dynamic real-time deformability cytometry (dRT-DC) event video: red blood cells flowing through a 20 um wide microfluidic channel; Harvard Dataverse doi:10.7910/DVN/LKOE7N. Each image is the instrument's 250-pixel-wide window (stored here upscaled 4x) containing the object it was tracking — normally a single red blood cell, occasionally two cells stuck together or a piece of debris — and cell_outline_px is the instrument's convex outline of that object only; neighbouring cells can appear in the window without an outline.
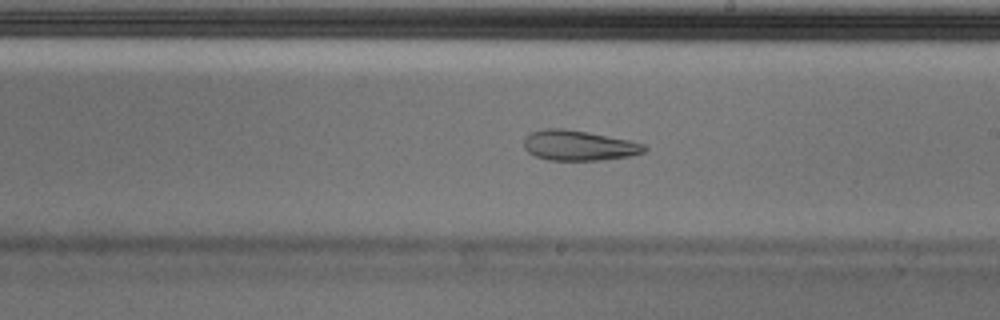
{"species": "Egyptian fruit bat (a non-hibernating species)", "species_latin": "Rousettus aegyptiacus", "temperature_condition": "cold", "stored_images_in_passage": 54, "camera_frame_rate_fps": 3000, "um_per_image_px": 0.085, "animal": {"sex": "male"}, "frame": {"image": 1, "passage_image": 31, "time_ms": 10.0, "image_size_px": [1000, 320], "cell_outline_px": [[648, 148], [644, 152], [628, 156], [600, 160], [548, 160], [536, 156], [528, 152], [524, 148], [524, 136], [532, 132], [544, 128], [564, 128], [588, 132], [628, 140], [644, 144]], "centroid_in_image_um": [49.16, 12.36], "position_along_channel_um": 239.8, "area_um2": 21.15}, "authors_computed_cell_mechanics": {"area_um2": 23.8714, "velocity_mm_per_s": 3.6721, "shape_relaxation_time_tau1_ms": null, "shape_relaxation_time_tau2_ms": 2.6027, "deformation_change_tau1": null, "deformation_change_tau2": 0.0972}}